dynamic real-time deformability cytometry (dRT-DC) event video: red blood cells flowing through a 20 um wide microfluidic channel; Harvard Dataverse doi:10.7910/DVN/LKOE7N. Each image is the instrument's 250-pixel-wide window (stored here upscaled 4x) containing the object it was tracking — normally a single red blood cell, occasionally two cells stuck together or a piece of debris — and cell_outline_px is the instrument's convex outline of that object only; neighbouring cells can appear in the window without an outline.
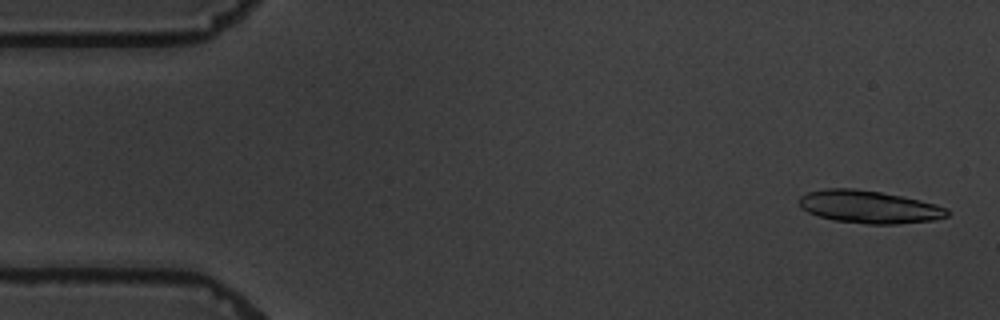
{"species": "common noctule bat (a hibernating species)", "species_latin": "Nyctalus noctula", "temperature_condition": "warm", "stored_images_in_passage": 5, "camera_frame_rate_fps": 3000, "um_per_image_px": 0.085, "animal": {"sex": "male", "body_mass_g": 19.5, "forearm_length_mm": 54.6}, "frame": {"image": 1, "passage_image": 1, "time_ms": 0.0, "image_size_px": [1000, 320], "cell_outline_px": [[952, 212], [948, 216], [932, 220], [896, 224], [868, 224], [832, 220], [808, 212], [800, 204], [800, 196], [808, 192], [828, 188], [856, 188], [880, 192], [920, 200], [936, 204], [948, 208]], "centroid_in_image_um": [73.92, 17.58], "position_along_channel_um": 11.1, "area_um2": 28.09}}